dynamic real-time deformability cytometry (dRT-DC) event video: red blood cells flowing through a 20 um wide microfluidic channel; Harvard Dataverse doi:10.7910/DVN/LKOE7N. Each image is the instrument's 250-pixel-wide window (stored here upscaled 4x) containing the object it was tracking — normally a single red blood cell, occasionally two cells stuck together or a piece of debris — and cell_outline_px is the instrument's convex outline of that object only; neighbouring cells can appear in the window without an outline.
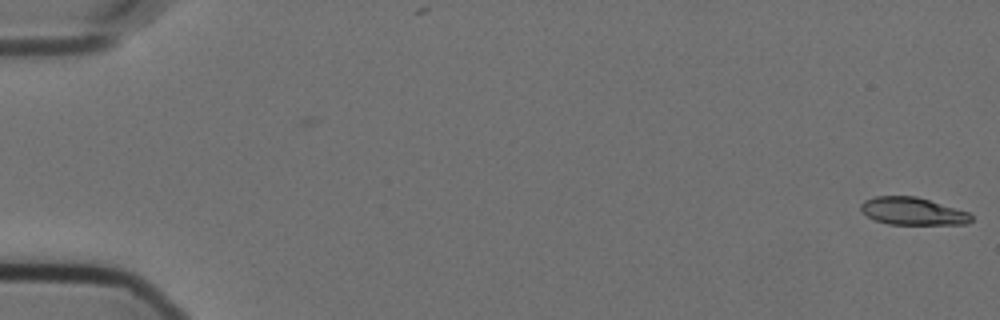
{"species": "Egyptian fruit bat (a non-hibernating species)", "species_latin": "Rousettus aegyptiacus", "temperature_condition": "cold", "stored_images_in_passage": 57, "camera_frame_rate_fps": 3000, "um_per_image_px": 0.085, "animal": {"sex": "female"}, "frame": {"image": 1, "passage_image": 1, "time_ms": 0.0, "image_size_px": [1000, 320], "cell_outline_px": [[972, 220], [968, 224], [888, 224], [876, 220], [868, 216], [860, 208], [860, 204], [864, 200], [876, 196], [916, 196], [968, 212], [972, 216]], "centroid_in_image_um": [77.57, 17.95], "position_along_channel_um": 7.4, "area_um2": 17.51}}
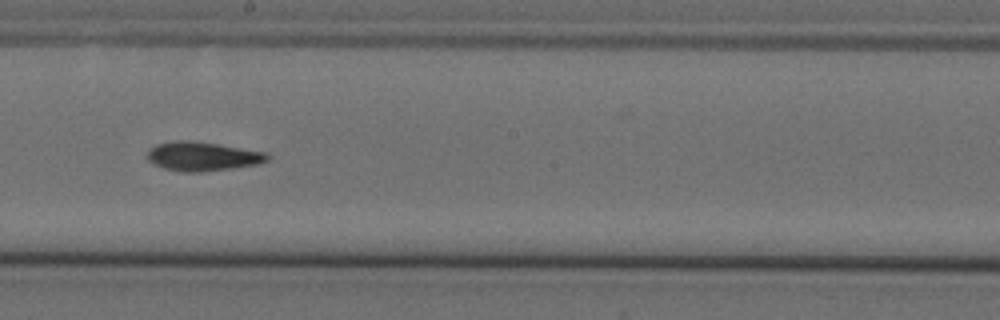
{"frame": {"image": 2, "passage_image": 33, "time_ms": 10.667, "image_size_px": [1000, 320], "cell_outline_px": [[272, 156], [268, 160], [256, 164], [200, 172], [180, 172], [164, 168], [152, 164], [148, 160], [148, 152], [156, 144], [172, 140], [188, 140], [216, 144], [268, 152]], "centroid_in_image_um": [17.2, 13.28], "position_along_channel_um": 231.0, "area_um2": 20.23}}
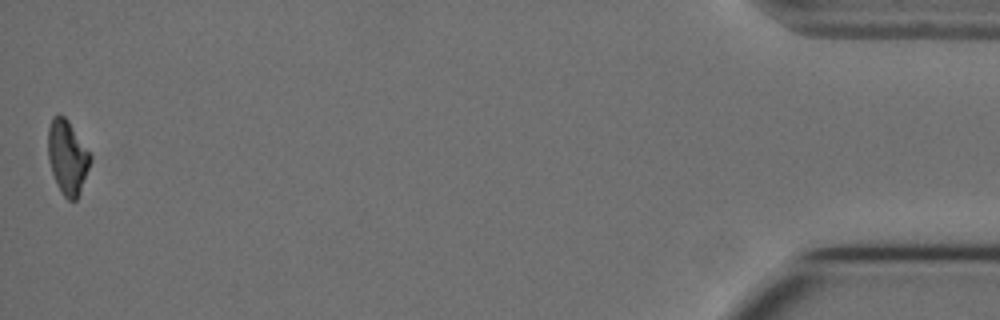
{"frame": {"image": 3, "passage_image": 57, "time_ms": 18.667, "image_size_px": [1000, 320], "cell_outline_px": [[92, 160], [80, 192], [76, 200], [68, 200], [64, 196], [52, 172], [48, 156], [48, 128], [52, 116], [64, 116], [68, 120], [92, 156]], "centroid_in_image_um": [5.74, 13.35], "position_along_channel_um": 429.5, "area_um2": 17.98}, "authors_computed_cell_mechanics": {"area_um2": 19.1318, "velocity_mm_per_s": 3.5782, "shape_relaxation_time_tau1_ms": 7.9981, "shape_relaxation_time_tau2_ms": null, "deformation_change_tau1": 0.1929, "deformation_change_tau2": null}}